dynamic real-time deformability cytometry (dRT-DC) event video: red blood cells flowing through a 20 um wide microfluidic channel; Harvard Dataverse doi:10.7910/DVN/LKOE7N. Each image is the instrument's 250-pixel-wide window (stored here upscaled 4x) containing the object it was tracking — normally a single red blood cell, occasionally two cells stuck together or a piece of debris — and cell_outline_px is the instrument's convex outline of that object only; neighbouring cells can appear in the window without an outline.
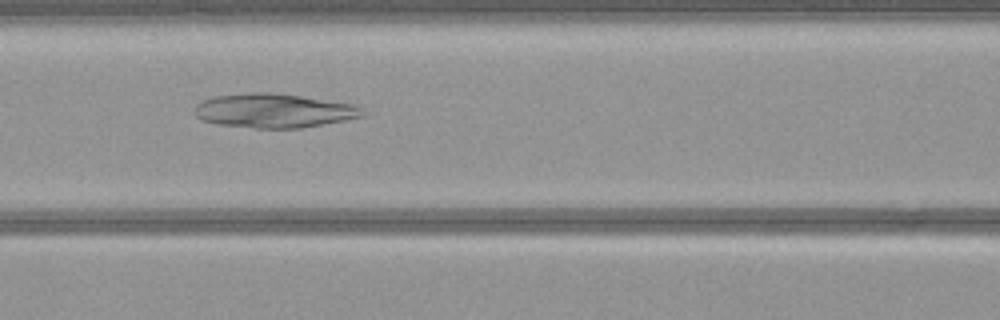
{"species": "common noctule bat (a hibernating species)", "species_latin": "Nyctalus noctula", "temperature_condition": "warm", "stored_images_in_passage": 51, "camera_frame_rate_fps": 3000, "um_per_image_px": 0.085, "animal": {"sex": "female", "body_mass_g": 21.9}, "frame": {"image": 1, "passage_image": 21, "time_ms": 6.667, "image_size_px": [1000, 320], "cell_outline_px": [[364, 116], [344, 120], [300, 128], [256, 128], [220, 124], [200, 120], [196, 116], [196, 104], [212, 96], [252, 92], [268, 92], [300, 96], [360, 104]], "centroid_in_image_um": [23.3, 9.4], "position_along_channel_um": 143.3, "area_um2": 33.35}}
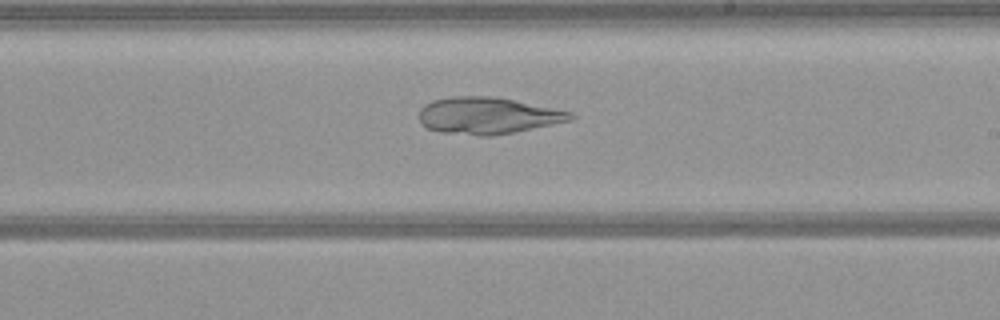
{"frame": {"image": 2, "passage_image": 29, "time_ms": 9.333, "image_size_px": [1000, 320], "cell_outline_px": [[576, 116], [572, 120], [516, 132], [488, 136], [480, 136], [440, 132], [428, 128], [420, 124], [420, 108], [424, 104], [432, 100], [452, 96], [496, 96], [572, 112]], "centroid_in_image_um": [41.45, 9.82], "position_along_channel_um": 247.6, "area_um2": 32.6}}
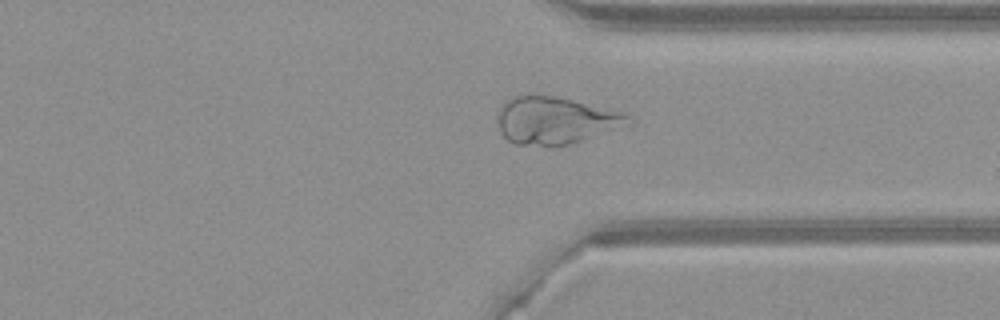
{"frame": {"image": 3, "passage_image": 38, "time_ms": 12.333, "image_size_px": [1000, 320], "cell_outline_px": [[632, 124], [572, 144], [512, 144], [500, 132], [500, 108], [512, 96], [532, 92], [556, 96], [628, 112]], "centroid_in_image_um": [47.28, 10.19], "position_along_channel_um": 364.1, "area_um2": 36.24}}